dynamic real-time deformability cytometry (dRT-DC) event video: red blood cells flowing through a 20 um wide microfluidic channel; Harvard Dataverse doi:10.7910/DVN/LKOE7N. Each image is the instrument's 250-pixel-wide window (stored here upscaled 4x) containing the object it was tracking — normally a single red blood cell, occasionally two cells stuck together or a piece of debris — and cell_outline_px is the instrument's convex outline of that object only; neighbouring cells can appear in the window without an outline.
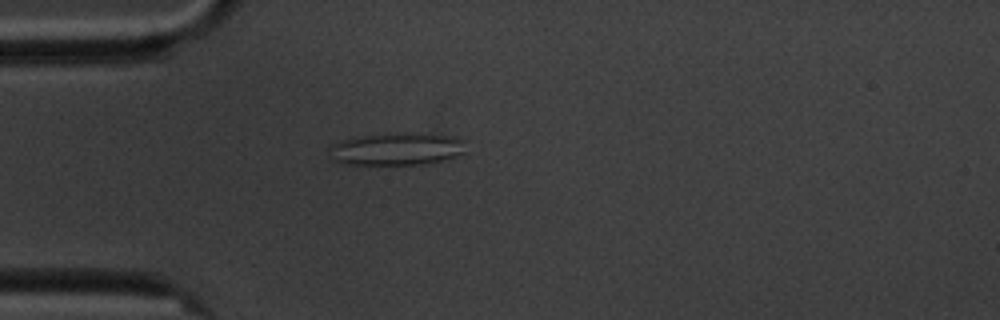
{"species": "common noctule bat (a hibernating species)", "species_latin": "Nyctalus noctula", "temperature_condition": "cold", "stored_images_in_passage": 6, "camera_frame_rate_fps": 3000, "um_per_image_px": 0.085, "animal": {"sex": "male", "body_mass_g": 20.1, "forearm_length_mm": 53.5}, "frame": {"image": 1, "passage_image": 6, "time_ms": 6.0, "image_size_px": [1000, 320], "cell_outline_px": [[468, 152], [444, 160], [424, 164], [344, 164], [336, 160], [328, 148], [332, 144], [344, 140], [364, 136], [404, 132], [452, 136], [464, 140]], "centroid_in_image_um": [33.82, 12.66], "position_along_channel_um": 51.2, "area_um2": 25.66}}